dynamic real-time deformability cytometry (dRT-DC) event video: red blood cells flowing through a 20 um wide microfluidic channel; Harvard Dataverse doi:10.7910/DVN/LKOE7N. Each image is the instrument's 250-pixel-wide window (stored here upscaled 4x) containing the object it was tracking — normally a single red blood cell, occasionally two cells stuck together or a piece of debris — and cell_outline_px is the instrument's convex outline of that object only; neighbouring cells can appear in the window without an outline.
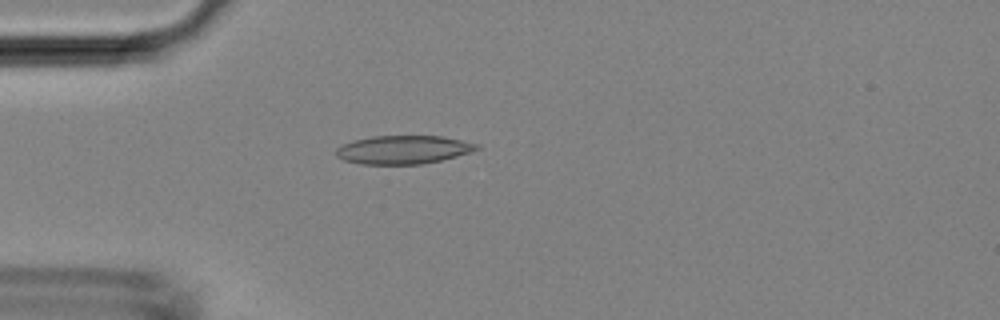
{"species": "Egyptian fruit bat (a non-hibernating species)", "species_latin": "Rousettus aegyptiacus", "temperature_condition": "room temperature", "stored_images_in_passage": 28, "camera_frame_rate_fps": 3000, "um_per_image_px": 0.085, "animal": {"sex": "female"}, "frame": {"image": 1, "passage_image": 13, "time_ms": 4.0, "image_size_px": [1000, 320], "cell_outline_px": [[480, 148], [472, 152], [424, 164], [360, 164], [344, 160], [336, 156], [336, 148], [352, 140], [372, 136], [444, 136], [480, 144]], "centroid_in_image_um": [34.3, 12.72], "position_along_channel_um": 50.7, "area_um2": 23.41}}
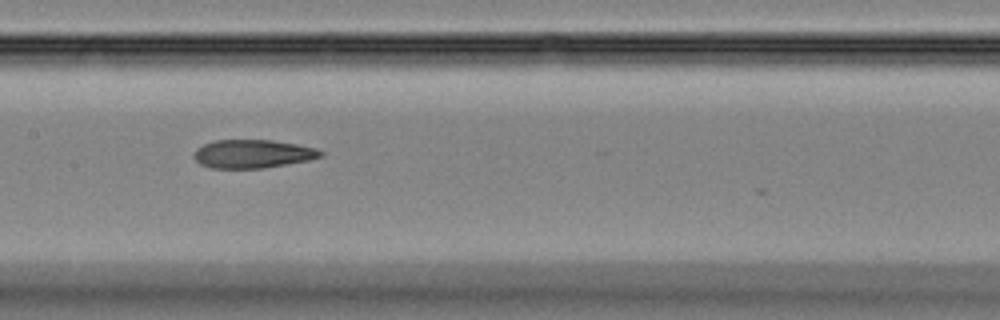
{"frame": {"image": 2, "passage_image": 23, "time_ms": 7.333, "image_size_px": [1000, 320], "cell_outline_px": [[324, 156], [308, 160], [264, 168], [208, 168], [200, 164], [192, 156], [196, 148], [212, 140], [272, 140], [296, 144], [316, 148], [324, 152]], "centroid_in_image_um": [21.46, 13.07], "position_along_channel_um": 185.9, "area_um2": 21.1}}
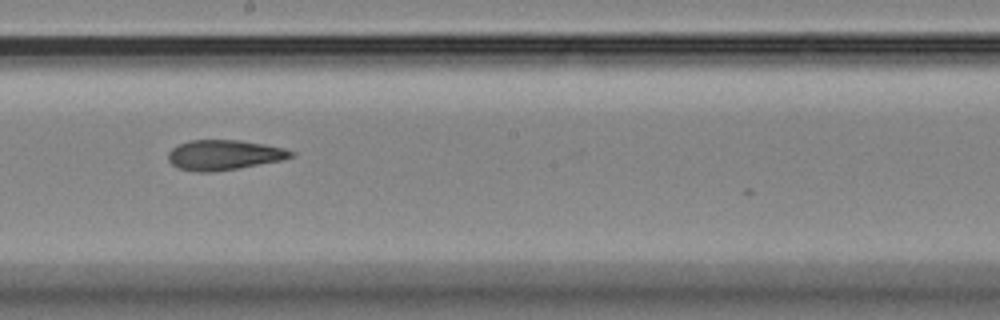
{"frame": {"image": 3, "passage_image": 26, "time_ms": 8.333, "image_size_px": [1000, 320], "cell_outline_px": [[296, 156], [284, 160], [240, 168], [212, 172], [196, 172], [180, 168], [172, 164], [168, 160], [168, 152], [172, 148], [188, 140], [240, 140], [264, 144], [284, 148], [296, 152]], "centroid_in_image_um": [19.09, 13.17], "position_along_channel_um": 229.1, "area_um2": 21.73}}